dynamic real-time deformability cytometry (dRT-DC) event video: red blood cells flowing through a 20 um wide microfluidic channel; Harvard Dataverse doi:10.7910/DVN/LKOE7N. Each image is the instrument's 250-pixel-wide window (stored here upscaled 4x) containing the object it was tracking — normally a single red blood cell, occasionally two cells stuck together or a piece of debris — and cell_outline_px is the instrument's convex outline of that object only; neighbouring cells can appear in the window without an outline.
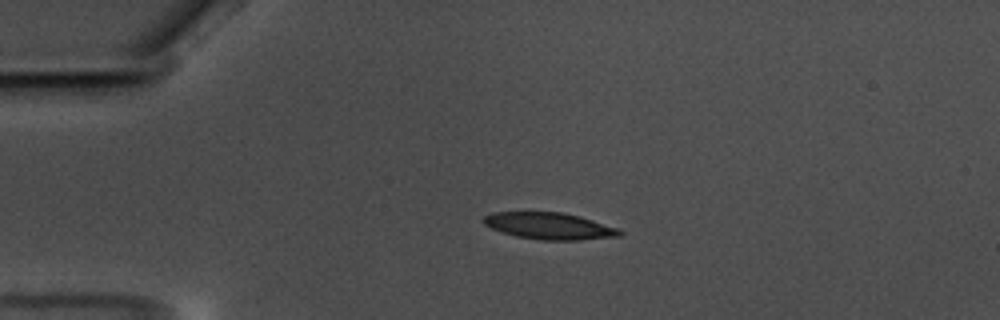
{"species": "common noctule bat (a hibernating species)", "species_latin": "Nyctalus noctula", "temperature_condition": "warm", "stored_images_in_passage": 46, "camera_frame_rate_fps": 3000, "um_per_image_px": 0.085, "animal": {"sex": "male", "body_mass_g": 17.5, "forearm_length_mm": 52.3}, "frame": {"image": 1, "passage_image": 1, "time_ms": 0.0, "image_size_px": [1000, 320], "cell_outline_px": [[624, 232], [620, 236], [580, 240], [540, 240], [516, 236], [492, 228], [484, 224], [480, 220], [484, 216], [492, 212], [564, 212], [580, 216], [620, 228]], "centroid_in_image_um": [46.73, 19.2], "position_along_channel_um": 38.3, "area_um2": 21.39}}
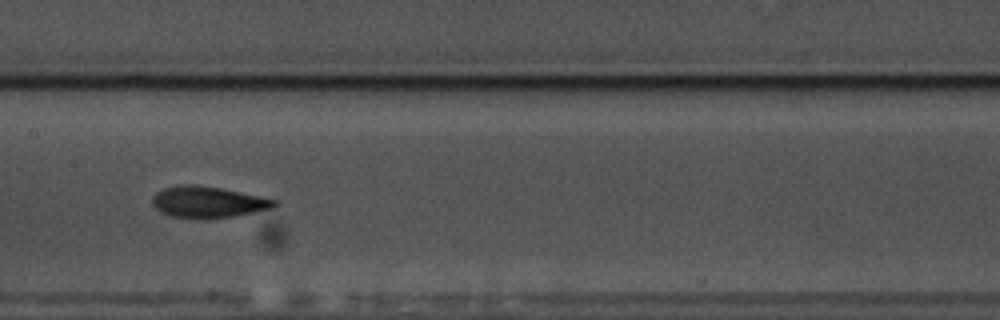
{"frame": {"image": 2, "passage_image": 17, "time_ms": 5.333, "image_size_px": [1000, 320], "cell_outline_px": [[280, 204], [276, 208], [232, 216], [172, 216], [160, 212], [152, 204], [152, 196], [156, 192], [164, 188], [180, 184], [192, 184], [220, 188], [280, 200]], "centroid_in_image_um": [17.73, 17.13], "position_along_channel_um": 189.7, "area_um2": 21.79}}
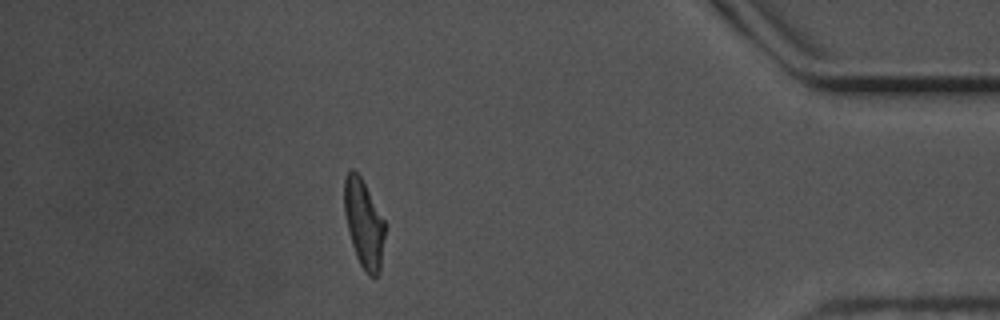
{"frame": {"image": 3, "passage_image": 39, "time_ms": 12.667, "image_size_px": [1000, 320], "cell_outline_px": [[388, 224], [380, 272], [376, 280], [368, 276], [360, 264], [356, 256], [352, 244], [344, 212], [344, 180], [348, 172], [352, 168], [360, 176]], "centroid_in_image_um": [30.98, 19.07], "position_along_channel_um": 404.2, "area_um2": 21.5}, "authors_computed_cell_mechanics": {"area_um2": 21.5883, "velocity_mm_per_s": 3.5058, "shape_relaxation_time_tau1_ms": 5.753, "shape_relaxation_time_tau2_ms": 1.8335, "deformation_change_tau1": 0.1927, "deformation_change_tau2": 0.0965}}